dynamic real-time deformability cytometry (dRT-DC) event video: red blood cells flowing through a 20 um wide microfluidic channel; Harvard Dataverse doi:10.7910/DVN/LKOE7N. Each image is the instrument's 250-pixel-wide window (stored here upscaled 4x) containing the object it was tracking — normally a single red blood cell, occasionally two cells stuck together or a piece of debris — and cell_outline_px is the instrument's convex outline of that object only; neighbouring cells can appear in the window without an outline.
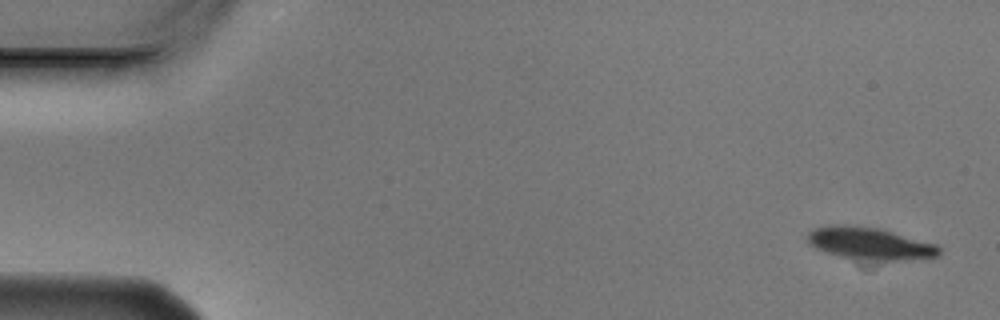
{"species": "Egyptian fruit bat (a non-hibernating species)", "species_latin": "Rousettus aegyptiacus", "temperature_condition": "cold", "stored_images_in_passage": 5, "camera_frame_rate_fps": 3000, "um_per_image_px": 0.085, "animal": {"sex": "male"}, "frame": {"image": 1, "passage_image": 1, "time_ms": 0.0, "image_size_px": [1000, 320], "cell_outline_px": [[940, 252], [936, 256], [896, 260], [880, 260], [840, 256], [816, 248], [808, 244], [808, 232], [812, 228], [828, 224], [836, 224], [880, 228], [936, 244], [940, 248]], "centroid_in_image_um": [73.88, 20.66], "position_along_channel_um": 11.1, "area_um2": 24.28}}